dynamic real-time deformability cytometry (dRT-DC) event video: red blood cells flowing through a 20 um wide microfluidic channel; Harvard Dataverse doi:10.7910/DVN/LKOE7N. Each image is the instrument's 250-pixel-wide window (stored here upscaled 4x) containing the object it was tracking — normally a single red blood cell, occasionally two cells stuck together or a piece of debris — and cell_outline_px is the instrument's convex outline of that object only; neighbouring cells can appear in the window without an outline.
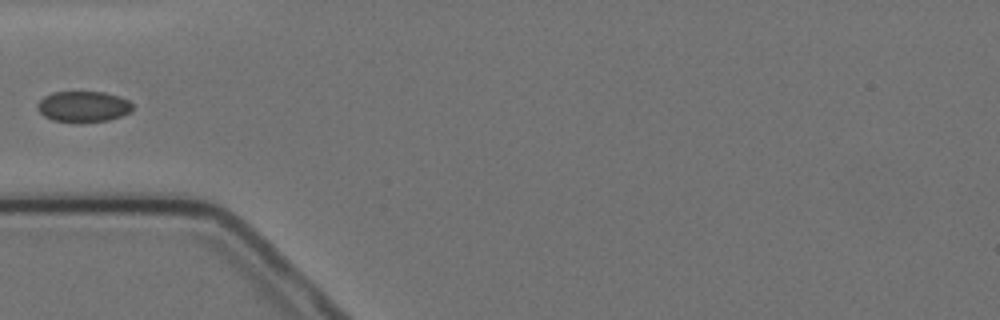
{"species": "Egyptian fruit bat (a non-hibernating species)", "species_latin": "Rousettus aegyptiacus", "temperature_condition": "cold", "stored_images_in_passage": 1, "camera_frame_rate_fps": 3000, "um_per_image_px": 0.085, "animal": {"sex": "female"}, "frame": {"image": 1, "passage_image": 1, "time_ms": 0.0, "image_size_px": [1000, 320], "cell_outline_px": [[132, 108], [128, 112], [120, 116], [108, 120], [80, 124], [52, 120], [44, 116], [36, 108], [36, 104], [44, 96], [52, 92], [104, 92], [120, 96], [128, 100], [132, 104]], "centroid_in_image_um": [7.04, 9.07], "position_along_channel_um": 78.0, "area_um2": 17.4}}